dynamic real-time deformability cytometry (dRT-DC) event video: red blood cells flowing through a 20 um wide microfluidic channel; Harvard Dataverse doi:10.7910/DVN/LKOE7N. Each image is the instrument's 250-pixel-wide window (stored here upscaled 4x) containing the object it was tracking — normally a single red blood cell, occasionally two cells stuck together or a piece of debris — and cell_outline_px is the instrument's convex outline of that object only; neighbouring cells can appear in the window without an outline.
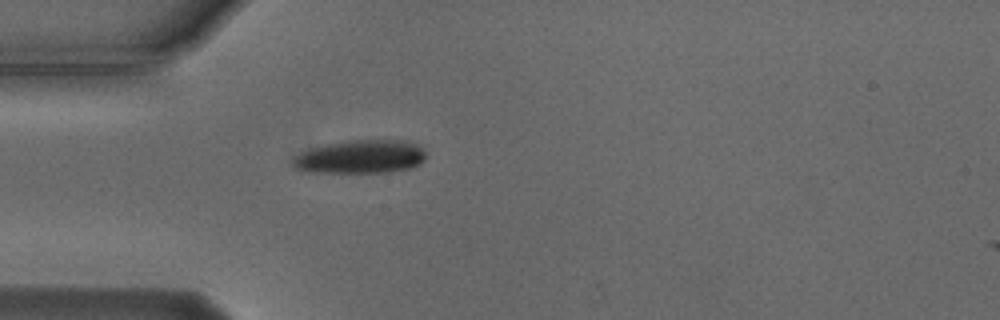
{"species": "Egyptian fruit bat (a non-hibernating species)", "species_latin": "Rousettus aegyptiacus", "temperature_condition": "cold", "stored_images_in_passage": 2, "camera_frame_rate_fps": 3000, "um_per_image_px": 0.085, "animal": {"sex": "male"}, "frame": {"image": 1, "passage_image": 1, "time_ms": 0.0, "image_size_px": [1000, 320], "cell_outline_px": [[424, 160], [420, 164], [412, 168], [388, 172], [316, 172], [300, 168], [292, 164], [292, 160], [300, 152], [312, 148], [328, 144], [348, 140], [408, 140], [416, 144], [424, 152]], "centroid_in_image_um": [30.7, 13.31], "position_along_channel_um": 54.3, "area_um2": 25.61}}